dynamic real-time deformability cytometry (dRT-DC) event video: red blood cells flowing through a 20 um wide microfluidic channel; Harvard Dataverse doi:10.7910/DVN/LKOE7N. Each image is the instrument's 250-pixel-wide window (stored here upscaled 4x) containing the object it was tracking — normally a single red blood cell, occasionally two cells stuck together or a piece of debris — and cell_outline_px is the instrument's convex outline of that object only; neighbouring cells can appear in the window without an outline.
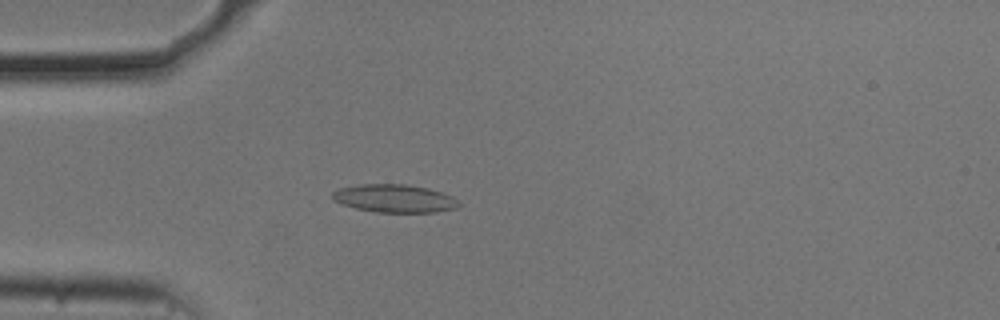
{"species": "common noctule bat (a hibernating species)", "species_latin": "Nyctalus noctula", "temperature_condition": "cold", "stored_images_in_passage": 53, "camera_frame_rate_fps": 3000, "um_per_image_px": 0.085, "animal": {"sex": "male", "body_mass_g": 20.5, "forearm_length_mm": 52.5}, "frame": {"image": 1, "passage_image": 14, "time_ms": 4.333, "image_size_px": [1000, 320], "cell_outline_px": [[460, 204], [456, 208], [436, 212], [376, 212], [356, 208], [344, 204], [336, 200], [332, 196], [332, 192], [340, 188], [360, 184], [408, 184], [428, 188], [452, 196], [460, 200]], "centroid_in_image_um": [33.58, 16.86], "position_along_channel_um": 51.4, "area_um2": 20.52}}
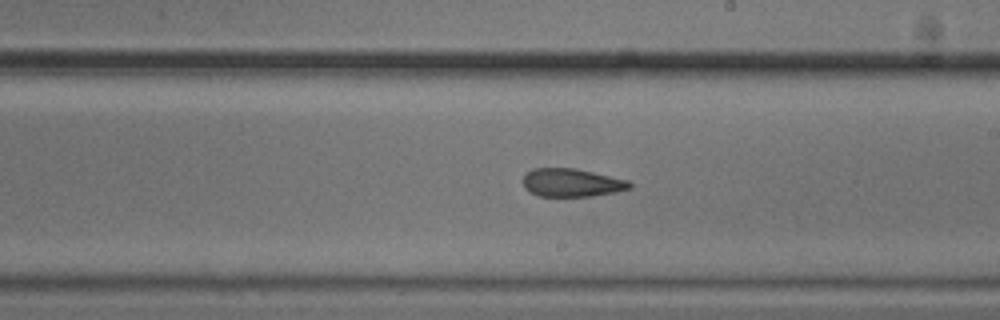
{"frame": {"image": 2, "passage_image": 30, "time_ms": 9.667, "image_size_px": [1000, 320], "cell_outline_px": [[632, 188], [616, 192], [592, 196], [540, 196], [528, 192], [524, 188], [524, 176], [532, 168], [572, 168], [592, 172], [628, 180], [632, 184]], "centroid_in_image_um": [48.59, 15.53], "position_along_channel_um": 240.4, "area_um2": 17.46}}
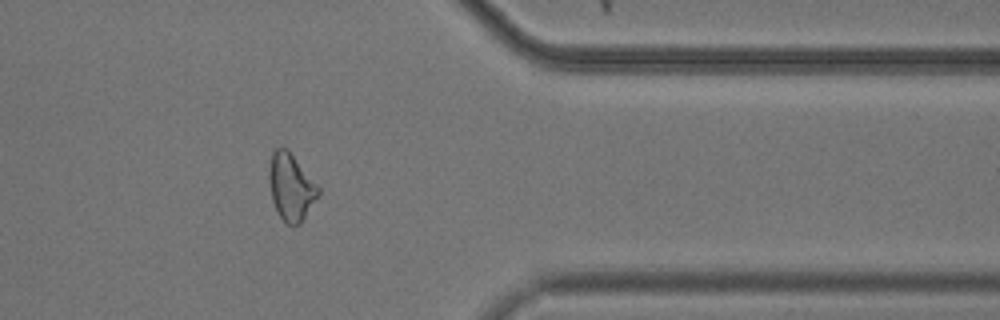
{"frame": {"image": 3, "passage_image": 43, "time_ms": 14.0, "image_size_px": [1000, 320], "cell_outline_px": [[320, 192], [300, 224], [288, 224], [280, 216], [272, 200], [268, 176], [272, 152], [276, 148], [288, 148], [320, 188]], "centroid_in_image_um": [24.73, 15.86], "position_along_channel_um": 386.7, "area_um2": 18.9}, "authors_computed_cell_mechanics": {"area_um2": 19.4208, "velocity_mm_per_s": 3.7106, "shape_relaxation_time_tau1_ms": null, "shape_relaxation_time_tau2_ms": 3.4703, "deformation_change_tau1": null, "deformation_change_tau2": 0.1141}}